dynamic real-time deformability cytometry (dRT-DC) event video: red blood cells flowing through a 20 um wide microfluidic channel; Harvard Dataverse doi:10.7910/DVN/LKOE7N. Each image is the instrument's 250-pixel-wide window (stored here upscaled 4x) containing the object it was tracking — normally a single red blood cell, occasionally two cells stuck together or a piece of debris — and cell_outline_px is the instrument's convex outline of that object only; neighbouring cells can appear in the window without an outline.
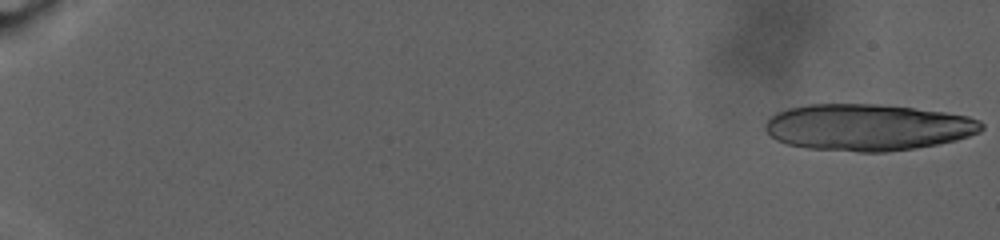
{"species": "human", "species_latin": "Homo sapiens", "temperature_condition": "warm", "stored_images_in_passage": 33, "camera_frame_rate_fps": 3000, "um_per_image_px": 0.085, "donor": {"sex": "male"}, "frame": {"image": 1, "passage_image": 1, "time_ms": 0.0, "image_size_px": [1000, 240], "cell_outline_px": [[984, 128], [980, 132], [956, 140], [936, 144], [912, 148], [884, 152], [860, 152], [808, 148], [788, 144], [776, 140], [764, 128], [764, 124], [776, 112], [788, 108], [808, 104], [876, 104], [912, 108], [944, 112], [968, 116], [980, 120], [984, 124]], "centroid_in_image_um": [73.75, 10.81], "position_along_channel_um": 11.2, "area_um2": 58.55}}
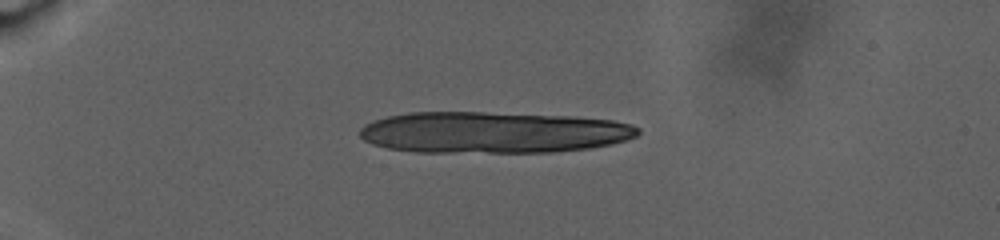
{"frame": {"image": 2, "passage_image": 24, "time_ms": 7.667, "image_size_px": [1000, 240], "cell_outline_px": [[640, 132], [636, 136], [628, 140], [612, 144], [588, 148], [552, 152], [416, 152], [388, 148], [372, 144], [364, 140], [360, 136], [360, 128], [364, 124], [372, 120], [388, 116], [408, 112], [484, 112], [576, 116], [612, 120], [632, 124], [640, 128]], "centroid_in_image_um": [41.93, 11.25], "position_along_channel_um": 43.1, "area_um2": 67.68}}